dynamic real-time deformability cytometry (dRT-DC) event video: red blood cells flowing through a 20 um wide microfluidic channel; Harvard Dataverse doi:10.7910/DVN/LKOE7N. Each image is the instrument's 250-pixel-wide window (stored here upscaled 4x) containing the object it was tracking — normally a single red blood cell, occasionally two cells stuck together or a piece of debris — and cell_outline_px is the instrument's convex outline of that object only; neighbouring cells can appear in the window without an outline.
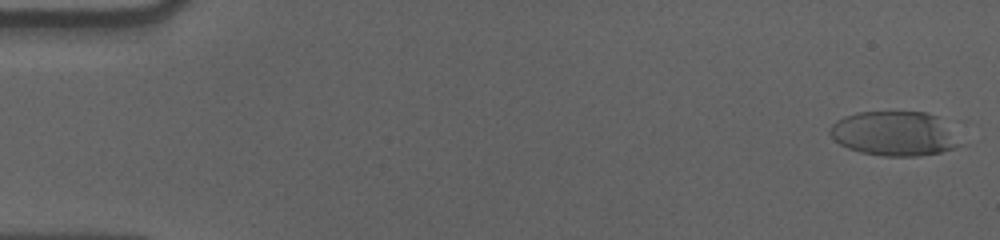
{"species": "human", "species_latin": "Homo sapiens", "temperature_condition": "cold", "stored_images_in_passage": 57, "camera_frame_rate_fps": 3000, "um_per_image_px": 0.085, "donor": {"sex": "male"}, "frame": {"image": 1, "passage_image": 1, "time_ms": 0.0, "image_size_px": [1000, 240], "cell_outline_px": [[964, 144], [940, 152], [916, 156], [884, 156], [860, 152], [848, 148], [840, 144], [828, 132], [832, 124], [836, 120], [844, 116], [856, 112], [924, 112], [936, 116]], "centroid_in_image_um": [75.98, 11.36], "position_along_channel_um": 9.0, "area_um2": 33.41}}
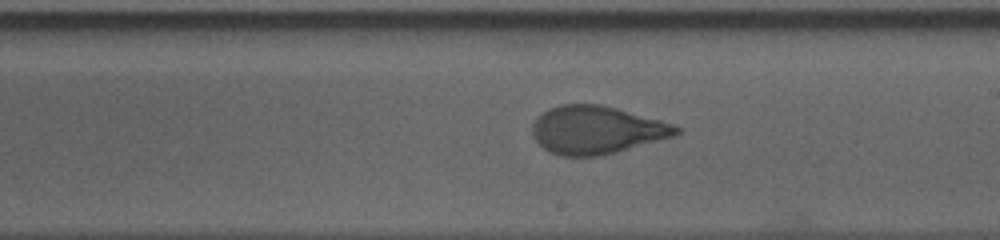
{"frame": {"image": 2, "passage_image": 33, "time_ms": 10.667, "image_size_px": [1000, 240], "cell_outline_px": [[684, 128], [676, 136], [616, 152], [596, 156], [564, 156], [548, 152], [532, 136], [532, 124], [536, 116], [548, 108], [560, 104], [600, 104], [616, 108], [660, 120]], "centroid_in_image_um": [50.7, 11.04], "position_along_channel_um": 238.3, "area_um2": 40.4}}
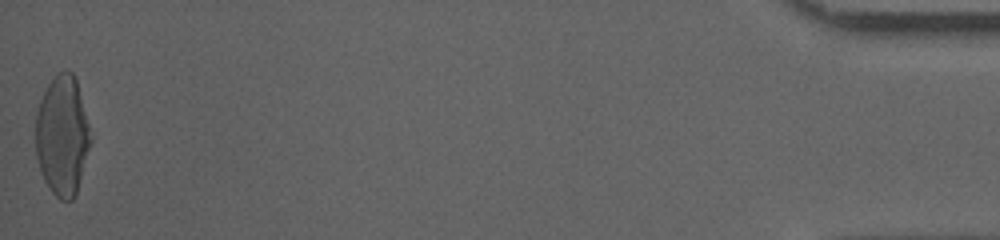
{"frame": {"image": 3, "passage_image": 57, "time_ms": 18.667, "image_size_px": [1000, 240], "cell_outline_px": [[92, 140], [76, 192], [72, 200], [60, 200], [52, 192], [44, 180], [36, 156], [36, 112], [40, 100], [48, 84], [60, 72], [68, 68], [72, 72], [76, 80], [88, 124]], "centroid_in_image_um": [5.29, 11.53], "position_along_channel_um": 429.9, "area_um2": 37.92}, "authors_computed_cell_mechanics": {"area_um2": 39.4196, "velocity_mm_per_s": 3.5662, "shape_relaxation_time_tau1_ms": 4.4772, "shape_relaxation_time_tau2_ms": 0.8286, "deformation_change_tau1": 0.2064, "deformation_change_tau2": 0.0744}}